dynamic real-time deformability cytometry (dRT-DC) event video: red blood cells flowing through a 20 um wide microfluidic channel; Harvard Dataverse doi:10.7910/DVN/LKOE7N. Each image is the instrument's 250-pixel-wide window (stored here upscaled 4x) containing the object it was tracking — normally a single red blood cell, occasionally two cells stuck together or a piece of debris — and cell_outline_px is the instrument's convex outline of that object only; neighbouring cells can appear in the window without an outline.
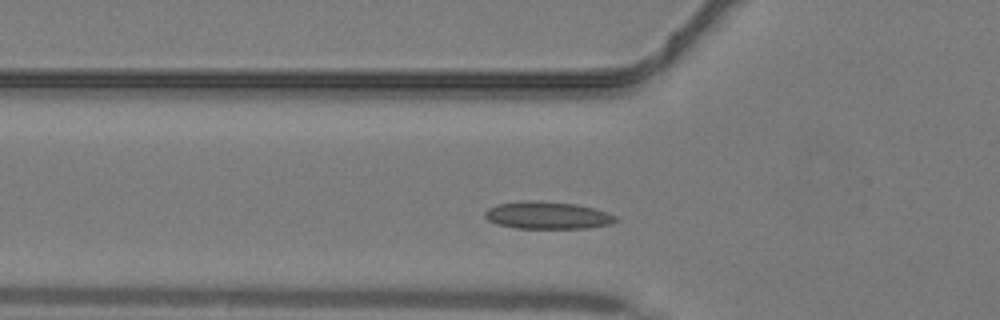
{"species": "common noctule bat (a hibernating species)", "species_latin": "Nyctalus noctula", "temperature_condition": "warm", "stored_images_in_passage": 37, "camera_frame_rate_fps": 3000, "um_per_image_px": 0.085, "animal": {"sex": "male", "body_mass_g": 19.2, "forearm_length_mm": 51.8}, "frame": {"image": 1, "passage_image": 7, "time_ms": 2.0, "image_size_px": [1000, 320], "cell_outline_px": [[620, 220], [612, 224], [588, 228], [516, 228], [496, 224], [488, 220], [484, 216], [484, 212], [488, 208], [496, 204], [524, 200], [540, 200], [576, 204], [592, 208], [616, 216]], "centroid_in_image_um": [46.51, 18.3], "position_along_channel_um": 79.3, "area_um2": 21.04}}
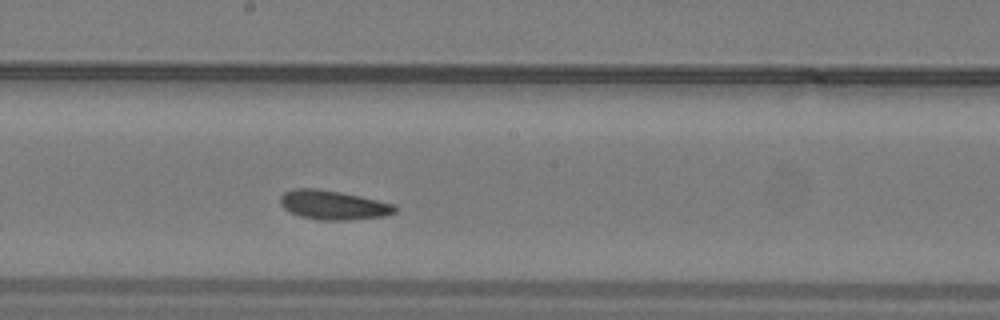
{"frame": {"image": 2, "passage_image": 16, "time_ms": 5.0, "image_size_px": [1000, 320], "cell_outline_px": [[400, 208], [396, 212], [384, 216], [344, 220], [320, 220], [300, 216], [284, 208], [280, 204], [280, 196], [284, 192], [292, 188], [316, 188], [340, 192], [360, 196], [396, 204]], "centroid_in_image_um": [28.35, 17.42], "position_along_channel_um": 219.9, "area_um2": 19.59}}
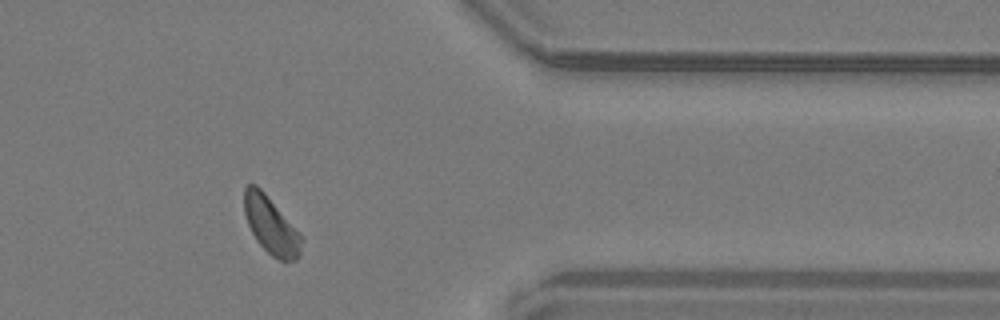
{"frame": {"image": 3, "passage_image": 28, "time_ms": 9.0, "image_size_px": [1000, 320], "cell_outline_px": [[304, 240], [300, 252], [296, 260], [280, 260], [272, 256], [256, 240], [248, 224], [244, 212], [244, 188], [248, 184], [256, 184], [264, 192], [304, 236]], "centroid_in_image_um": [23.06, 19.15], "position_along_channel_um": 388.3, "area_um2": 19.13}}